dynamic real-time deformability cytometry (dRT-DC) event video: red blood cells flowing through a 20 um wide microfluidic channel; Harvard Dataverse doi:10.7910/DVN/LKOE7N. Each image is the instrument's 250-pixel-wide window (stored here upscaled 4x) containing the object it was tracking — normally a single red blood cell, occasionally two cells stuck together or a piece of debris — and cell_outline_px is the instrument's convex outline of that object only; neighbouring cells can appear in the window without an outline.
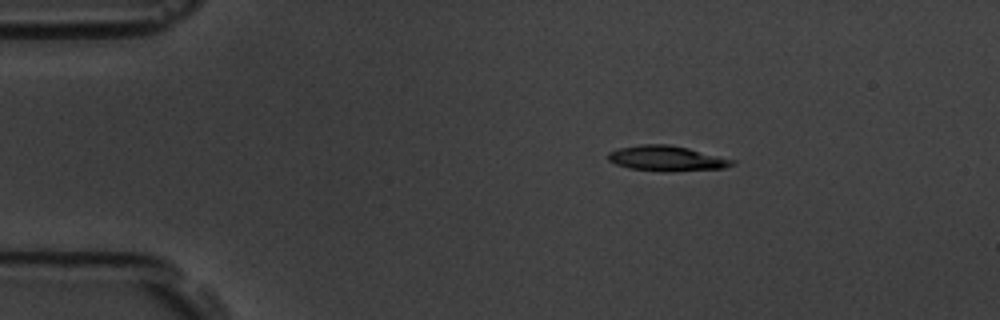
{"species": "common noctule bat (a hibernating species)", "species_latin": "Nyctalus noctula", "temperature_condition": "room temperature", "stored_images_in_passage": 4, "camera_frame_rate_fps": 3000, "um_per_image_px": 0.085, "animal": {"sex": "male", "body_mass_g": 19.5, "forearm_length_mm": 54.6}, "frame": {"image": 1, "passage_image": 2, "time_ms": 0.333, "image_size_px": [1000, 320], "cell_outline_px": [[736, 164], [724, 168], [668, 172], [664, 172], [628, 168], [616, 164], [608, 160], [608, 152], [620, 148], [640, 144], [668, 144], [688, 148], [736, 160]], "centroid_in_image_um": [56.68, 13.47], "position_along_channel_um": 28.3, "area_um2": 18.38}}